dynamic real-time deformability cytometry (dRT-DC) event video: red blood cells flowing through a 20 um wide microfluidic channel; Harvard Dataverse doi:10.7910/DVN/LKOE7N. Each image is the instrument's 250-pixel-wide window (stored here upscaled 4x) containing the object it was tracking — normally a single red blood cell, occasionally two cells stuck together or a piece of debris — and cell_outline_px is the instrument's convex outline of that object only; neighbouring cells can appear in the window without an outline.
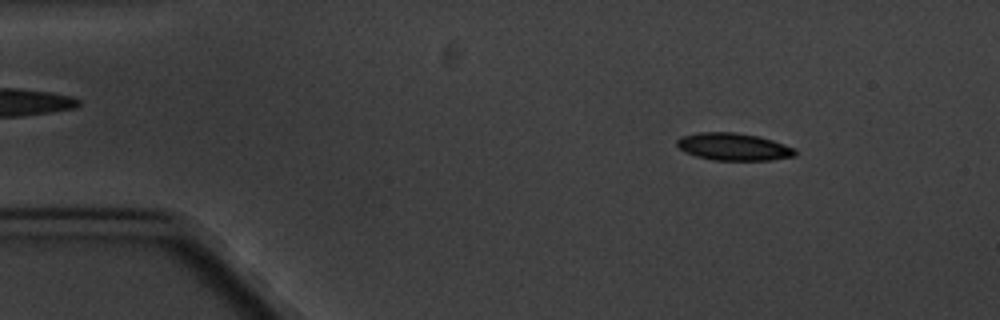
{"species": "common noctule bat (a hibernating species)", "species_latin": "Nyctalus noctula", "temperature_condition": "cold", "stored_images_in_passage": 4, "camera_frame_rate_fps": 3000, "um_per_image_px": 0.085, "animal": {"sex": "male", "body_mass_g": 20.1, "forearm_length_mm": 53.5}, "frame": {"image": 1, "passage_image": 2, "time_ms": 1.333, "image_size_px": [1000, 320], "cell_outline_px": [[796, 156], [772, 160], [712, 160], [696, 156], [684, 152], [676, 144], [676, 140], [680, 136], [700, 132], [736, 132], [760, 136], [796, 148]], "centroid_in_image_um": [62.35, 12.47], "position_along_channel_um": 22.6, "area_um2": 19.07}}